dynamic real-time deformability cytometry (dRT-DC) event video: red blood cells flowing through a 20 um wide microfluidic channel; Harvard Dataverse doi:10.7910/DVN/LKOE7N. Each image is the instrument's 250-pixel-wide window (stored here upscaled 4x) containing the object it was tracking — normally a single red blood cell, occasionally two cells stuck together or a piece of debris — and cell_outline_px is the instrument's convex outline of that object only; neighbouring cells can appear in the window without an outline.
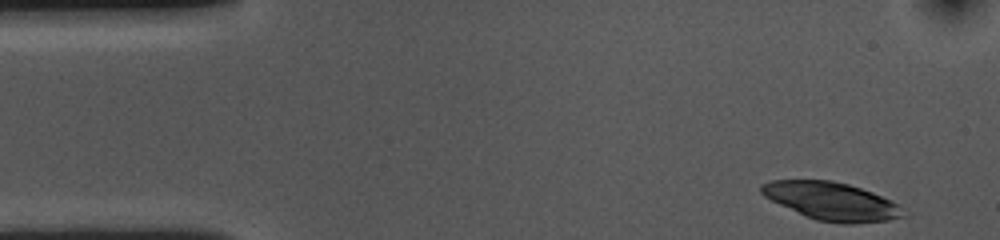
{"species": "common noctule bat (a hibernating species)", "species_latin": "Nyctalus noctula", "temperature_condition": "cold", "stored_images_in_passage": 51, "camera_frame_rate_fps": 3000, "um_per_image_px": 0.085, "animal": {"sex": "female", "body_mass_g": 10.0, "forearm_length_mm": 53.1}, "frame": {"image": 1, "passage_image": 1, "time_ms": 0.0, "image_size_px": [1000, 240], "cell_outline_px": [[908, 216], [888, 220], [852, 224], [840, 224], [816, 220], [804, 216], [764, 196], [760, 192], [760, 184], [772, 180], [832, 180], [848, 184], [872, 192], [892, 200], [900, 204]], "centroid_in_image_um": [70.72, 17.11], "position_along_channel_um": 14.3, "area_um2": 31.62}}